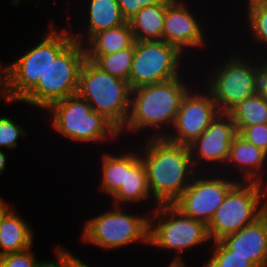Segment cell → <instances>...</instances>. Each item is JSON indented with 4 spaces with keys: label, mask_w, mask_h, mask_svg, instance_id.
I'll return each mask as SVG.
<instances>
[{
    "label": "cell",
    "mask_w": 267,
    "mask_h": 267,
    "mask_svg": "<svg viewBox=\"0 0 267 267\" xmlns=\"http://www.w3.org/2000/svg\"><path fill=\"white\" fill-rule=\"evenodd\" d=\"M147 139L139 155L146 170L150 192L157 205L172 204L197 173L189 148L165 137Z\"/></svg>",
    "instance_id": "6da1fadb"
},
{
    "label": "cell",
    "mask_w": 267,
    "mask_h": 267,
    "mask_svg": "<svg viewBox=\"0 0 267 267\" xmlns=\"http://www.w3.org/2000/svg\"><path fill=\"white\" fill-rule=\"evenodd\" d=\"M182 79L179 76L167 82L132 89L129 115L119 136L124 130L137 133L155 128L157 132L161 131L162 125L172 129L181 102L191 89Z\"/></svg>",
    "instance_id": "7a4b0ae2"
},
{
    "label": "cell",
    "mask_w": 267,
    "mask_h": 267,
    "mask_svg": "<svg viewBox=\"0 0 267 267\" xmlns=\"http://www.w3.org/2000/svg\"><path fill=\"white\" fill-rule=\"evenodd\" d=\"M131 90L128 81L102 71L88 59L82 64L77 94L118 131L129 115Z\"/></svg>",
    "instance_id": "3957f363"
},
{
    "label": "cell",
    "mask_w": 267,
    "mask_h": 267,
    "mask_svg": "<svg viewBox=\"0 0 267 267\" xmlns=\"http://www.w3.org/2000/svg\"><path fill=\"white\" fill-rule=\"evenodd\" d=\"M149 217V244L176 250L169 266H185L182 252L210 240L207 225L182 214L172 204H159Z\"/></svg>",
    "instance_id": "277c9868"
},
{
    "label": "cell",
    "mask_w": 267,
    "mask_h": 267,
    "mask_svg": "<svg viewBox=\"0 0 267 267\" xmlns=\"http://www.w3.org/2000/svg\"><path fill=\"white\" fill-rule=\"evenodd\" d=\"M264 186L263 183L238 181L207 225L210 240H221L260 218L267 211V198H264L267 186ZM262 198L266 202L262 203Z\"/></svg>",
    "instance_id": "5b68a950"
},
{
    "label": "cell",
    "mask_w": 267,
    "mask_h": 267,
    "mask_svg": "<svg viewBox=\"0 0 267 267\" xmlns=\"http://www.w3.org/2000/svg\"><path fill=\"white\" fill-rule=\"evenodd\" d=\"M46 111L53 116L54 130L71 141L94 143L119 136V131L78 94L51 104Z\"/></svg>",
    "instance_id": "8992f818"
},
{
    "label": "cell",
    "mask_w": 267,
    "mask_h": 267,
    "mask_svg": "<svg viewBox=\"0 0 267 267\" xmlns=\"http://www.w3.org/2000/svg\"><path fill=\"white\" fill-rule=\"evenodd\" d=\"M85 60L84 44L73 40L21 101L46 110L51 104L77 94L79 73Z\"/></svg>",
    "instance_id": "52a82bcc"
},
{
    "label": "cell",
    "mask_w": 267,
    "mask_h": 267,
    "mask_svg": "<svg viewBox=\"0 0 267 267\" xmlns=\"http://www.w3.org/2000/svg\"><path fill=\"white\" fill-rule=\"evenodd\" d=\"M90 218L82 239L103 249H119L138 241L149 244V217L122 211L121 206Z\"/></svg>",
    "instance_id": "ba28073f"
},
{
    "label": "cell",
    "mask_w": 267,
    "mask_h": 267,
    "mask_svg": "<svg viewBox=\"0 0 267 267\" xmlns=\"http://www.w3.org/2000/svg\"><path fill=\"white\" fill-rule=\"evenodd\" d=\"M50 26V32L40 43L10 64L11 89L16 101H21L37 85L51 62L74 40L68 29L58 31Z\"/></svg>",
    "instance_id": "9c48e42d"
},
{
    "label": "cell",
    "mask_w": 267,
    "mask_h": 267,
    "mask_svg": "<svg viewBox=\"0 0 267 267\" xmlns=\"http://www.w3.org/2000/svg\"><path fill=\"white\" fill-rule=\"evenodd\" d=\"M183 53L164 41H135L134 59L129 74L131 89L158 84L180 75Z\"/></svg>",
    "instance_id": "30bf717a"
},
{
    "label": "cell",
    "mask_w": 267,
    "mask_h": 267,
    "mask_svg": "<svg viewBox=\"0 0 267 267\" xmlns=\"http://www.w3.org/2000/svg\"><path fill=\"white\" fill-rule=\"evenodd\" d=\"M215 67L207 81V90L219 112L228 113L234 106L255 93L254 65L241 55L232 54L229 60Z\"/></svg>",
    "instance_id": "8fae6325"
},
{
    "label": "cell",
    "mask_w": 267,
    "mask_h": 267,
    "mask_svg": "<svg viewBox=\"0 0 267 267\" xmlns=\"http://www.w3.org/2000/svg\"><path fill=\"white\" fill-rule=\"evenodd\" d=\"M192 92L193 90L190 89L183 98L173 124V130L158 131L148 136L165 137L173 143L186 146L196 140L208 128L219 110L208 91L205 93L199 92V90Z\"/></svg>",
    "instance_id": "7c38bea8"
},
{
    "label": "cell",
    "mask_w": 267,
    "mask_h": 267,
    "mask_svg": "<svg viewBox=\"0 0 267 267\" xmlns=\"http://www.w3.org/2000/svg\"><path fill=\"white\" fill-rule=\"evenodd\" d=\"M199 171L193 176L184 192L172 203L182 214L206 225L223 203L228 191L238 182L224 177L203 176Z\"/></svg>",
    "instance_id": "4fadbf2b"
},
{
    "label": "cell",
    "mask_w": 267,
    "mask_h": 267,
    "mask_svg": "<svg viewBox=\"0 0 267 267\" xmlns=\"http://www.w3.org/2000/svg\"><path fill=\"white\" fill-rule=\"evenodd\" d=\"M237 134L235 124L228 113L219 112L208 128L188 145L194 168L202 162L226 164L230 145Z\"/></svg>",
    "instance_id": "5bb4252c"
},
{
    "label": "cell",
    "mask_w": 267,
    "mask_h": 267,
    "mask_svg": "<svg viewBox=\"0 0 267 267\" xmlns=\"http://www.w3.org/2000/svg\"><path fill=\"white\" fill-rule=\"evenodd\" d=\"M187 7L183 0H166L162 32V41L174 45L183 54L187 49L206 45L203 26Z\"/></svg>",
    "instance_id": "9a60e30c"
},
{
    "label": "cell",
    "mask_w": 267,
    "mask_h": 267,
    "mask_svg": "<svg viewBox=\"0 0 267 267\" xmlns=\"http://www.w3.org/2000/svg\"><path fill=\"white\" fill-rule=\"evenodd\" d=\"M220 241L255 267H267V211L254 223L226 235Z\"/></svg>",
    "instance_id": "2e32d148"
},
{
    "label": "cell",
    "mask_w": 267,
    "mask_h": 267,
    "mask_svg": "<svg viewBox=\"0 0 267 267\" xmlns=\"http://www.w3.org/2000/svg\"><path fill=\"white\" fill-rule=\"evenodd\" d=\"M138 153H125L124 185L112 196L114 205L137 203L151 198L146 170Z\"/></svg>",
    "instance_id": "e0dca14e"
},
{
    "label": "cell",
    "mask_w": 267,
    "mask_h": 267,
    "mask_svg": "<svg viewBox=\"0 0 267 267\" xmlns=\"http://www.w3.org/2000/svg\"><path fill=\"white\" fill-rule=\"evenodd\" d=\"M13 205L3 201V220L0 227V256L7 253L21 252L32 248L33 236L31 227Z\"/></svg>",
    "instance_id": "ac0fdd59"
},
{
    "label": "cell",
    "mask_w": 267,
    "mask_h": 267,
    "mask_svg": "<svg viewBox=\"0 0 267 267\" xmlns=\"http://www.w3.org/2000/svg\"><path fill=\"white\" fill-rule=\"evenodd\" d=\"M267 162V154L247 141L239 133L233 138L230 145L229 155L226 164L230 163L239 166L238 169L242 173L245 182L261 183L259 171L263 169ZM259 174V175H258Z\"/></svg>",
    "instance_id": "d6986e66"
},
{
    "label": "cell",
    "mask_w": 267,
    "mask_h": 267,
    "mask_svg": "<svg viewBox=\"0 0 267 267\" xmlns=\"http://www.w3.org/2000/svg\"><path fill=\"white\" fill-rule=\"evenodd\" d=\"M88 2H90L88 4L89 22L85 32L87 35L84 33H72L75 41L85 44L94 34L127 23L117 0H89Z\"/></svg>",
    "instance_id": "ffe728a7"
},
{
    "label": "cell",
    "mask_w": 267,
    "mask_h": 267,
    "mask_svg": "<svg viewBox=\"0 0 267 267\" xmlns=\"http://www.w3.org/2000/svg\"><path fill=\"white\" fill-rule=\"evenodd\" d=\"M166 0L156 5L143 7L129 24L135 41H162Z\"/></svg>",
    "instance_id": "44dd1931"
},
{
    "label": "cell",
    "mask_w": 267,
    "mask_h": 267,
    "mask_svg": "<svg viewBox=\"0 0 267 267\" xmlns=\"http://www.w3.org/2000/svg\"><path fill=\"white\" fill-rule=\"evenodd\" d=\"M135 42L129 22L94 34L84 45L86 55H107L130 48Z\"/></svg>",
    "instance_id": "7402d4cb"
},
{
    "label": "cell",
    "mask_w": 267,
    "mask_h": 267,
    "mask_svg": "<svg viewBox=\"0 0 267 267\" xmlns=\"http://www.w3.org/2000/svg\"><path fill=\"white\" fill-rule=\"evenodd\" d=\"M228 114L237 133H240L245 127L267 123V101L261 95L254 94L234 106Z\"/></svg>",
    "instance_id": "603a6c76"
},
{
    "label": "cell",
    "mask_w": 267,
    "mask_h": 267,
    "mask_svg": "<svg viewBox=\"0 0 267 267\" xmlns=\"http://www.w3.org/2000/svg\"><path fill=\"white\" fill-rule=\"evenodd\" d=\"M102 71L129 82V74L134 59V44L130 48L107 55H86Z\"/></svg>",
    "instance_id": "cb8c5ba5"
},
{
    "label": "cell",
    "mask_w": 267,
    "mask_h": 267,
    "mask_svg": "<svg viewBox=\"0 0 267 267\" xmlns=\"http://www.w3.org/2000/svg\"><path fill=\"white\" fill-rule=\"evenodd\" d=\"M101 159L102 180L99 189L112 197L124 185L125 154L104 153Z\"/></svg>",
    "instance_id": "d4e9b609"
},
{
    "label": "cell",
    "mask_w": 267,
    "mask_h": 267,
    "mask_svg": "<svg viewBox=\"0 0 267 267\" xmlns=\"http://www.w3.org/2000/svg\"><path fill=\"white\" fill-rule=\"evenodd\" d=\"M250 31L256 41L267 46V5L261 0H247Z\"/></svg>",
    "instance_id": "484cf974"
},
{
    "label": "cell",
    "mask_w": 267,
    "mask_h": 267,
    "mask_svg": "<svg viewBox=\"0 0 267 267\" xmlns=\"http://www.w3.org/2000/svg\"><path fill=\"white\" fill-rule=\"evenodd\" d=\"M214 252L204 267H255L245 257L235 255L220 240L214 241Z\"/></svg>",
    "instance_id": "4316f807"
},
{
    "label": "cell",
    "mask_w": 267,
    "mask_h": 267,
    "mask_svg": "<svg viewBox=\"0 0 267 267\" xmlns=\"http://www.w3.org/2000/svg\"><path fill=\"white\" fill-rule=\"evenodd\" d=\"M24 128L9 117L0 116V148H15L20 136H26Z\"/></svg>",
    "instance_id": "83f0119b"
},
{
    "label": "cell",
    "mask_w": 267,
    "mask_h": 267,
    "mask_svg": "<svg viewBox=\"0 0 267 267\" xmlns=\"http://www.w3.org/2000/svg\"><path fill=\"white\" fill-rule=\"evenodd\" d=\"M46 262L36 259L33 252H31V248L0 256V265L2 267H42Z\"/></svg>",
    "instance_id": "f1b7e54d"
},
{
    "label": "cell",
    "mask_w": 267,
    "mask_h": 267,
    "mask_svg": "<svg viewBox=\"0 0 267 267\" xmlns=\"http://www.w3.org/2000/svg\"><path fill=\"white\" fill-rule=\"evenodd\" d=\"M239 134L267 154V123L245 127Z\"/></svg>",
    "instance_id": "f546056e"
},
{
    "label": "cell",
    "mask_w": 267,
    "mask_h": 267,
    "mask_svg": "<svg viewBox=\"0 0 267 267\" xmlns=\"http://www.w3.org/2000/svg\"><path fill=\"white\" fill-rule=\"evenodd\" d=\"M163 0H117L123 17L128 22L131 20L143 7L156 5Z\"/></svg>",
    "instance_id": "4dcf8cb0"
},
{
    "label": "cell",
    "mask_w": 267,
    "mask_h": 267,
    "mask_svg": "<svg viewBox=\"0 0 267 267\" xmlns=\"http://www.w3.org/2000/svg\"><path fill=\"white\" fill-rule=\"evenodd\" d=\"M254 90L267 101V61L254 64L253 71Z\"/></svg>",
    "instance_id": "1f68e13d"
},
{
    "label": "cell",
    "mask_w": 267,
    "mask_h": 267,
    "mask_svg": "<svg viewBox=\"0 0 267 267\" xmlns=\"http://www.w3.org/2000/svg\"><path fill=\"white\" fill-rule=\"evenodd\" d=\"M0 89V98L3 97L6 102H16L11 89L10 65L0 64Z\"/></svg>",
    "instance_id": "d6a6232c"
},
{
    "label": "cell",
    "mask_w": 267,
    "mask_h": 267,
    "mask_svg": "<svg viewBox=\"0 0 267 267\" xmlns=\"http://www.w3.org/2000/svg\"><path fill=\"white\" fill-rule=\"evenodd\" d=\"M64 267H91L64 248Z\"/></svg>",
    "instance_id": "836d02e7"
},
{
    "label": "cell",
    "mask_w": 267,
    "mask_h": 267,
    "mask_svg": "<svg viewBox=\"0 0 267 267\" xmlns=\"http://www.w3.org/2000/svg\"><path fill=\"white\" fill-rule=\"evenodd\" d=\"M55 254L57 260L47 261L42 267H64V248L58 246L55 248Z\"/></svg>",
    "instance_id": "e575fe53"
},
{
    "label": "cell",
    "mask_w": 267,
    "mask_h": 267,
    "mask_svg": "<svg viewBox=\"0 0 267 267\" xmlns=\"http://www.w3.org/2000/svg\"><path fill=\"white\" fill-rule=\"evenodd\" d=\"M7 155L0 149V174L5 170Z\"/></svg>",
    "instance_id": "d590c367"
},
{
    "label": "cell",
    "mask_w": 267,
    "mask_h": 267,
    "mask_svg": "<svg viewBox=\"0 0 267 267\" xmlns=\"http://www.w3.org/2000/svg\"><path fill=\"white\" fill-rule=\"evenodd\" d=\"M3 220V199L0 197V227Z\"/></svg>",
    "instance_id": "8d00e7d4"
},
{
    "label": "cell",
    "mask_w": 267,
    "mask_h": 267,
    "mask_svg": "<svg viewBox=\"0 0 267 267\" xmlns=\"http://www.w3.org/2000/svg\"><path fill=\"white\" fill-rule=\"evenodd\" d=\"M21 0H12V5H18Z\"/></svg>",
    "instance_id": "74e56055"
},
{
    "label": "cell",
    "mask_w": 267,
    "mask_h": 267,
    "mask_svg": "<svg viewBox=\"0 0 267 267\" xmlns=\"http://www.w3.org/2000/svg\"><path fill=\"white\" fill-rule=\"evenodd\" d=\"M265 5H267V0H261Z\"/></svg>",
    "instance_id": "f35d334b"
},
{
    "label": "cell",
    "mask_w": 267,
    "mask_h": 267,
    "mask_svg": "<svg viewBox=\"0 0 267 267\" xmlns=\"http://www.w3.org/2000/svg\"><path fill=\"white\" fill-rule=\"evenodd\" d=\"M167 267H187V266H167Z\"/></svg>",
    "instance_id": "ab89813d"
}]
</instances>
